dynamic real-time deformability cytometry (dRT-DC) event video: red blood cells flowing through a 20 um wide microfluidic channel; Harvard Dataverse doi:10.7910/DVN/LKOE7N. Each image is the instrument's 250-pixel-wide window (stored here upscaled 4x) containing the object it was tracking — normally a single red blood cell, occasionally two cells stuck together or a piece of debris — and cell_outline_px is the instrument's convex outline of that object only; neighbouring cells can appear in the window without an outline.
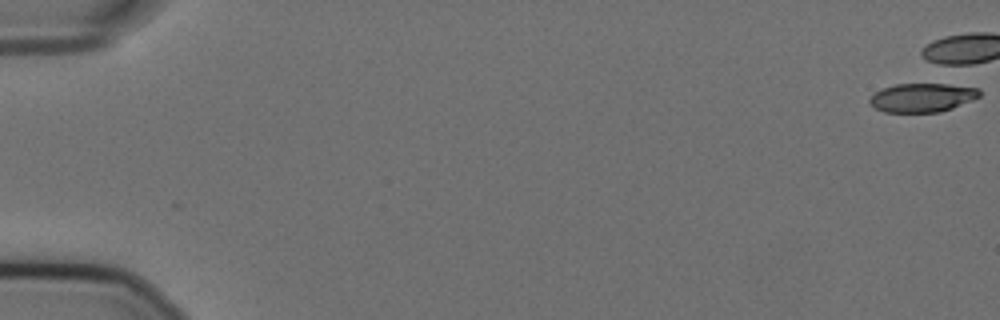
{"species": "Egyptian fruit bat (a non-hibernating species)", "species_latin": "Rousettus aegyptiacus", "temperature_condition": "cold", "stored_images_in_passage": 2, "camera_frame_rate_fps": 3000, "um_per_image_px": 0.085, "animal": {"sex": "female"}, "frame": {"image": 1, "passage_image": 1, "time_ms": 0.0, "image_size_px": [1000, 320], "cell_outline_px": [[980, 96], [972, 100], [952, 108], [940, 112], [884, 112], [876, 108], [868, 100], [876, 92], [884, 88], [896, 84], [940, 80], [980, 88]], "centroid_in_image_um": [78.49, 8.22], "position_along_channel_um": 6.5, "area_um2": 19.36}}